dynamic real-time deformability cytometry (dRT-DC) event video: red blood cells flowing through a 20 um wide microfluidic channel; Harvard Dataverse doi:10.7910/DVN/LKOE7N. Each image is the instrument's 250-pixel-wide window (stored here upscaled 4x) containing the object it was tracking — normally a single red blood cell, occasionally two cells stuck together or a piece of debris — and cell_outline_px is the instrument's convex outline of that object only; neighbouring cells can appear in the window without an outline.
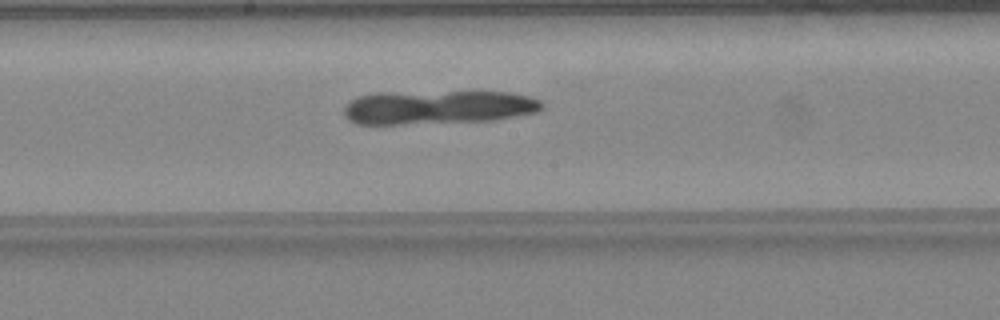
{"species": "common noctule bat (a hibernating species)", "species_latin": "Nyctalus noctula", "temperature_condition": "warm", "stored_images_in_passage": 39, "camera_frame_rate_fps": 3000, "um_per_image_px": 0.085, "animal": {"sex": "female", "body_mass_g": 24.6, "forearm_length_mm": 56.2}, "frame": {"image": 1, "passage_image": 17, "time_ms": 5.333, "image_size_px": [1000, 320], "cell_outline_px": [[544, 108], [536, 112], [496, 120], [404, 124], [356, 124], [348, 120], [344, 116], [344, 108], [356, 96], [372, 92], [508, 92], [528, 96], [540, 100], [544, 104]], "centroid_in_image_um": [37.2, 9.11], "position_along_channel_um": 211.0, "area_um2": 39.3}}